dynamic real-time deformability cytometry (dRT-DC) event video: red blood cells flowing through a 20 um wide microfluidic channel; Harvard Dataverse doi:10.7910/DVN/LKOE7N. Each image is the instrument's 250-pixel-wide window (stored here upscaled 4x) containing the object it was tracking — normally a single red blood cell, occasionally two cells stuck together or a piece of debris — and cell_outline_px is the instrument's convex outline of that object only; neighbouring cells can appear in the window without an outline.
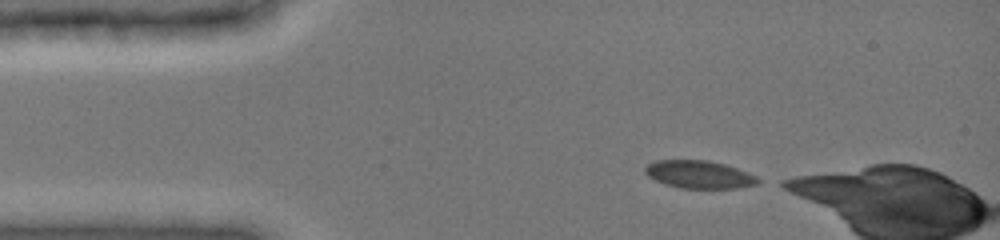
{"species": "common noctule bat (a hibernating species)", "species_latin": "Nyctalus noctula", "temperature_condition": "cold", "stored_images_in_passage": 5, "camera_frame_rate_fps": 3000, "um_per_image_px": 0.085, "animal": {"sex": "female", "body_mass_g": 19.0, "forearm_length_mm": 51.5}, "frame": {"image": 1, "passage_image": 1, "time_ms": 0.0, "image_size_px": [1000, 240], "cell_outline_px": [[764, 180], [756, 184], [736, 188], [680, 188], [664, 184], [648, 176], [644, 172], [644, 168], [648, 164], [656, 160], [708, 160], [724, 164], [736, 168], [756, 176]], "centroid_in_image_um": [59.42, 14.83], "position_along_channel_um": 25.6, "area_um2": 18.26}}